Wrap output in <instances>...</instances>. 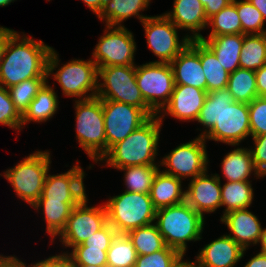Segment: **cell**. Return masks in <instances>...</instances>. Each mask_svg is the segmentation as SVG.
<instances>
[{
	"instance_id": "6da1fadb",
	"label": "cell",
	"mask_w": 266,
	"mask_h": 267,
	"mask_svg": "<svg viewBox=\"0 0 266 267\" xmlns=\"http://www.w3.org/2000/svg\"><path fill=\"white\" fill-rule=\"evenodd\" d=\"M196 122L203 126L196 129L198 136L207 143L240 146L251 137L248 103L234 101L227 88L207 92Z\"/></svg>"
},
{
	"instance_id": "7a4b0ae2",
	"label": "cell",
	"mask_w": 266,
	"mask_h": 267,
	"mask_svg": "<svg viewBox=\"0 0 266 267\" xmlns=\"http://www.w3.org/2000/svg\"><path fill=\"white\" fill-rule=\"evenodd\" d=\"M24 33L7 27V42L0 62V84L5 88L32 78H48L47 63L53 47Z\"/></svg>"
},
{
	"instance_id": "3957f363",
	"label": "cell",
	"mask_w": 266,
	"mask_h": 267,
	"mask_svg": "<svg viewBox=\"0 0 266 267\" xmlns=\"http://www.w3.org/2000/svg\"><path fill=\"white\" fill-rule=\"evenodd\" d=\"M164 123L158 115L150 117L124 140L113 145L100 159L101 167L119 169L135 165H159V139ZM156 159L158 161H156Z\"/></svg>"
},
{
	"instance_id": "277c9868",
	"label": "cell",
	"mask_w": 266,
	"mask_h": 267,
	"mask_svg": "<svg viewBox=\"0 0 266 267\" xmlns=\"http://www.w3.org/2000/svg\"><path fill=\"white\" fill-rule=\"evenodd\" d=\"M155 224L168 247L186 255L188 243L203 239L205 218L186 201L156 210Z\"/></svg>"
},
{
	"instance_id": "5b68a950",
	"label": "cell",
	"mask_w": 266,
	"mask_h": 267,
	"mask_svg": "<svg viewBox=\"0 0 266 267\" xmlns=\"http://www.w3.org/2000/svg\"><path fill=\"white\" fill-rule=\"evenodd\" d=\"M60 61L58 52L52 48L48 57L47 77L48 80L51 77V79L57 81L62 90V95L70 98L74 97L75 100H87L96 97L98 67L92 59L74 58L61 65Z\"/></svg>"
},
{
	"instance_id": "8992f818",
	"label": "cell",
	"mask_w": 266,
	"mask_h": 267,
	"mask_svg": "<svg viewBox=\"0 0 266 267\" xmlns=\"http://www.w3.org/2000/svg\"><path fill=\"white\" fill-rule=\"evenodd\" d=\"M51 155L49 150L36 149L0 174L10 183L18 199L30 207L42 195L47 173L51 169Z\"/></svg>"
},
{
	"instance_id": "52a82bcc",
	"label": "cell",
	"mask_w": 266,
	"mask_h": 267,
	"mask_svg": "<svg viewBox=\"0 0 266 267\" xmlns=\"http://www.w3.org/2000/svg\"><path fill=\"white\" fill-rule=\"evenodd\" d=\"M75 109V138L95 164L107 153L102 99L72 100Z\"/></svg>"
},
{
	"instance_id": "ba28073f",
	"label": "cell",
	"mask_w": 266,
	"mask_h": 267,
	"mask_svg": "<svg viewBox=\"0 0 266 267\" xmlns=\"http://www.w3.org/2000/svg\"><path fill=\"white\" fill-rule=\"evenodd\" d=\"M108 223L118 234L155 223L156 209L149 194L124 191L104 203Z\"/></svg>"
},
{
	"instance_id": "9c48e42d",
	"label": "cell",
	"mask_w": 266,
	"mask_h": 267,
	"mask_svg": "<svg viewBox=\"0 0 266 267\" xmlns=\"http://www.w3.org/2000/svg\"><path fill=\"white\" fill-rule=\"evenodd\" d=\"M96 97L141 108L150 117L156 115L147 106L137 85L136 66L99 67Z\"/></svg>"
},
{
	"instance_id": "30bf717a",
	"label": "cell",
	"mask_w": 266,
	"mask_h": 267,
	"mask_svg": "<svg viewBox=\"0 0 266 267\" xmlns=\"http://www.w3.org/2000/svg\"><path fill=\"white\" fill-rule=\"evenodd\" d=\"M206 144L204 138L198 135L189 142L178 144L162 156L159 161L160 170L183 181L202 175L209 170L210 165Z\"/></svg>"
},
{
	"instance_id": "8fae6325",
	"label": "cell",
	"mask_w": 266,
	"mask_h": 267,
	"mask_svg": "<svg viewBox=\"0 0 266 267\" xmlns=\"http://www.w3.org/2000/svg\"><path fill=\"white\" fill-rule=\"evenodd\" d=\"M91 53L97 67L136 66L137 43L125 26H106Z\"/></svg>"
},
{
	"instance_id": "7c38bea8",
	"label": "cell",
	"mask_w": 266,
	"mask_h": 267,
	"mask_svg": "<svg viewBox=\"0 0 266 267\" xmlns=\"http://www.w3.org/2000/svg\"><path fill=\"white\" fill-rule=\"evenodd\" d=\"M141 24L147 47L158 59L149 62L170 63L191 41L185 33L180 38V29L163 13L150 15Z\"/></svg>"
},
{
	"instance_id": "4fadbf2b",
	"label": "cell",
	"mask_w": 266,
	"mask_h": 267,
	"mask_svg": "<svg viewBox=\"0 0 266 267\" xmlns=\"http://www.w3.org/2000/svg\"><path fill=\"white\" fill-rule=\"evenodd\" d=\"M136 82L147 106L158 115L170 101L175 86L170 63L136 64Z\"/></svg>"
},
{
	"instance_id": "5bb4252c",
	"label": "cell",
	"mask_w": 266,
	"mask_h": 267,
	"mask_svg": "<svg viewBox=\"0 0 266 267\" xmlns=\"http://www.w3.org/2000/svg\"><path fill=\"white\" fill-rule=\"evenodd\" d=\"M88 203L89 199L86 196L72 209L65 228L55 238H58L64 247L61 250L62 253H68L73 247L83 243L108 223L104 202L94 206H88ZM64 249L66 250L63 252Z\"/></svg>"
},
{
	"instance_id": "9a60e30c",
	"label": "cell",
	"mask_w": 266,
	"mask_h": 267,
	"mask_svg": "<svg viewBox=\"0 0 266 267\" xmlns=\"http://www.w3.org/2000/svg\"><path fill=\"white\" fill-rule=\"evenodd\" d=\"M102 110L107 152L150 118L141 108L112 100H102Z\"/></svg>"
},
{
	"instance_id": "2e32d148",
	"label": "cell",
	"mask_w": 266,
	"mask_h": 267,
	"mask_svg": "<svg viewBox=\"0 0 266 267\" xmlns=\"http://www.w3.org/2000/svg\"><path fill=\"white\" fill-rule=\"evenodd\" d=\"M72 165L65 173H47L42 195L38 200L82 201L86 196L84 179L86 173L80 161Z\"/></svg>"
},
{
	"instance_id": "e0dca14e",
	"label": "cell",
	"mask_w": 266,
	"mask_h": 267,
	"mask_svg": "<svg viewBox=\"0 0 266 267\" xmlns=\"http://www.w3.org/2000/svg\"><path fill=\"white\" fill-rule=\"evenodd\" d=\"M208 172L189 180L185 188V201L204 218L221 208V175Z\"/></svg>"
},
{
	"instance_id": "ac0fdd59",
	"label": "cell",
	"mask_w": 266,
	"mask_h": 267,
	"mask_svg": "<svg viewBox=\"0 0 266 267\" xmlns=\"http://www.w3.org/2000/svg\"><path fill=\"white\" fill-rule=\"evenodd\" d=\"M207 91L188 85H175L170 101L158 114L163 123L166 116L180 122H194L204 105Z\"/></svg>"
},
{
	"instance_id": "d6986e66",
	"label": "cell",
	"mask_w": 266,
	"mask_h": 267,
	"mask_svg": "<svg viewBox=\"0 0 266 267\" xmlns=\"http://www.w3.org/2000/svg\"><path fill=\"white\" fill-rule=\"evenodd\" d=\"M170 65L175 85H188L206 91V77L200 61V40H191Z\"/></svg>"
},
{
	"instance_id": "ffe728a7",
	"label": "cell",
	"mask_w": 266,
	"mask_h": 267,
	"mask_svg": "<svg viewBox=\"0 0 266 267\" xmlns=\"http://www.w3.org/2000/svg\"><path fill=\"white\" fill-rule=\"evenodd\" d=\"M220 222L224 224L229 234L244 250L252 245H258L264 227L259 218L249 208L230 211L221 215Z\"/></svg>"
},
{
	"instance_id": "44dd1931",
	"label": "cell",
	"mask_w": 266,
	"mask_h": 267,
	"mask_svg": "<svg viewBox=\"0 0 266 267\" xmlns=\"http://www.w3.org/2000/svg\"><path fill=\"white\" fill-rule=\"evenodd\" d=\"M173 8L163 13L190 40H200L201 31L207 29L208 18L200 0H173Z\"/></svg>"
},
{
	"instance_id": "7402d4cb",
	"label": "cell",
	"mask_w": 266,
	"mask_h": 267,
	"mask_svg": "<svg viewBox=\"0 0 266 267\" xmlns=\"http://www.w3.org/2000/svg\"><path fill=\"white\" fill-rule=\"evenodd\" d=\"M246 252L247 249L223 234L199 249L195 259L199 267H236Z\"/></svg>"
},
{
	"instance_id": "603a6c76",
	"label": "cell",
	"mask_w": 266,
	"mask_h": 267,
	"mask_svg": "<svg viewBox=\"0 0 266 267\" xmlns=\"http://www.w3.org/2000/svg\"><path fill=\"white\" fill-rule=\"evenodd\" d=\"M231 147L235 148L226 153L220 163L223 181H252L250 180L252 176L255 179L263 178L254 165L249 147L242 145Z\"/></svg>"
},
{
	"instance_id": "cb8c5ba5",
	"label": "cell",
	"mask_w": 266,
	"mask_h": 267,
	"mask_svg": "<svg viewBox=\"0 0 266 267\" xmlns=\"http://www.w3.org/2000/svg\"><path fill=\"white\" fill-rule=\"evenodd\" d=\"M152 0H105L104 6L98 20L106 26H125L123 23L129 18H136L141 23L150 17L143 15L147 11Z\"/></svg>"
},
{
	"instance_id": "d4e9b609",
	"label": "cell",
	"mask_w": 266,
	"mask_h": 267,
	"mask_svg": "<svg viewBox=\"0 0 266 267\" xmlns=\"http://www.w3.org/2000/svg\"><path fill=\"white\" fill-rule=\"evenodd\" d=\"M182 183L183 180L159 170L149 193L154 208L158 210L183 203L186 187Z\"/></svg>"
},
{
	"instance_id": "484cf974",
	"label": "cell",
	"mask_w": 266,
	"mask_h": 267,
	"mask_svg": "<svg viewBox=\"0 0 266 267\" xmlns=\"http://www.w3.org/2000/svg\"><path fill=\"white\" fill-rule=\"evenodd\" d=\"M81 201H49L37 200L31 208H34L37 213H43L45 222V233L49 235L50 242L55 243V238L65 228L67 219L70 216L72 209L77 206Z\"/></svg>"
},
{
	"instance_id": "4316f807",
	"label": "cell",
	"mask_w": 266,
	"mask_h": 267,
	"mask_svg": "<svg viewBox=\"0 0 266 267\" xmlns=\"http://www.w3.org/2000/svg\"><path fill=\"white\" fill-rule=\"evenodd\" d=\"M200 40L213 51L217 60L228 73H232L240 68V54L244 34H230L207 38L203 35Z\"/></svg>"
},
{
	"instance_id": "83f0119b",
	"label": "cell",
	"mask_w": 266,
	"mask_h": 267,
	"mask_svg": "<svg viewBox=\"0 0 266 267\" xmlns=\"http://www.w3.org/2000/svg\"><path fill=\"white\" fill-rule=\"evenodd\" d=\"M55 84H49L48 80L37 93L28 109L22 115V130L30 122L37 124L49 122L58 113L60 101L57 91H55Z\"/></svg>"
},
{
	"instance_id": "f1b7e54d",
	"label": "cell",
	"mask_w": 266,
	"mask_h": 267,
	"mask_svg": "<svg viewBox=\"0 0 266 267\" xmlns=\"http://www.w3.org/2000/svg\"><path fill=\"white\" fill-rule=\"evenodd\" d=\"M254 190L252 181L221 183V208L224 207L222 215L233 210L250 208L255 199Z\"/></svg>"
},
{
	"instance_id": "f546056e",
	"label": "cell",
	"mask_w": 266,
	"mask_h": 267,
	"mask_svg": "<svg viewBox=\"0 0 266 267\" xmlns=\"http://www.w3.org/2000/svg\"><path fill=\"white\" fill-rule=\"evenodd\" d=\"M200 61L206 77V91L227 88L229 73L217 60L213 51L200 40Z\"/></svg>"
},
{
	"instance_id": "4dcf8cb0",
	"label": "cell",
	"mask_w": 266,
	"mask_h": 267,
	"mask_svg": "<svg viewBox=\"0 0 266 267\" xmlns=\"http://www.w3.org/2000/svg\"><path fill=\"white\" fill-rule=\"evenodd\" d=\"M266 64V33L244 34L240 68L256 71Z\"/></svg>"
},
{
	"instance_id": "1f68e13d",
	"label": "cell",
	"mask_w": 266,
	"mask_h": 267,
	"mask_svg": "<svg viewBox=\"0 0 266 267\" xmlns=\"http://www.w3.org/2000/svg\"><path fill=\"white\" fill-rule=\"evenodd\" d=\"M159 165H135L117 169L123 172L124 191L149 194Z\"/></svg>"
},
{
	"instance_id": "d6a6232c",
	"label": "cell",
	"mask_w": 266,
	"mask_h": 267,
	"mask_svg": "<svg viewBox=\"0 0 266 267\" xmlns=\"http://www.w3.org/2000/svg\"><path fill=\"white\" fill-rule=\"evenodd\" d=\"M227 89L234 101L251 103L258 96L255 71L238 68L229 73Z\"/></svg>"
},
{
	"instance_id": "836d02e7",
	"label": "cell",
	"mask_w": 266,
	"mask_h": 267,
	"mask_svg": "<svg viewBox=\"0 0 266 267\" xmlns=\"http://www.w3.org/2000/svg\"><path fill=\"white\" fill-rule=\"evenodd\" d=\"M137 255H147L164 249L167 245L155 223L135 228L126 233Z\"/></svg>"
},
{
	"instance_id": "e575fe53",
	"label": "cell",
	"mask_w": 266,
	"mask_h": 267,
	"mask_svg": "<svg viewBox=\"0 0 266 267\" xmlns=\"http://www.w3.org/2000/svg\"><path fill=\"white\" fill-rule=\"evenodd\" d=\"M208 29L210 31L207 37L242 34L241 21L236 6L231 2L227 7L211 16L208 20Z\"/></svg>"
},
{
	"instance_id": "d590c367",
	"label": "cell",
	"mask_w": 266,
	"mask_h": 267,
	"mask_svg": "<svg viewBox=\"0 0 266 267\" xmlns=\"http://www.w3.org/2000/svg\"><path fill=\"white\" fill-rule=\"evenodd\" d=\"M137 253L126 234H117L107 251V267H134Z\"/></svg>"
},
{
	"instance_id": "8d00e7d4",
	"label": "cell",
	"mask_w": 266,
	"mask_h": 267,
	"mask_svg": "<svg viewBox=\"0 0 266 267\" xmlns=\"http://www.w3.org/2000/svg\"><path fill=\"white\" fill-rule=\"evenodd\" d=\"M47 82L48 78H32L7 88L15 108L21 115Z\"/></svg>"
},
{
	"instance_id": "74e56055",
	"label": "cell",
	"mask_w": 266,
	"mask_h": 267,
	"mask_svg": "<svg viewBox=\"0 0 266 267\" xmlns=\"http://www.w3.org/2000/svg\"><path fill=\"white\" fill-rule=\"evenodd\" d=\"M236 6L241 26L242 34H262L266 33L265 21L262 13L248 0H232Z\"/></svg>"
},
{
	"instance_id": "f35d334b",
	"label": "cell",
	"mask_w": 266,
	"mask_h": 267,
	"mask_svg": "<svg viewBox=\"0 0 266 267\" xmlns=\"http://www.w3.org/2000/svg\"><path fill=\"white\" fill-rule=\"evenodd\" d=\"M0 124L17 131H22V115L15 108L7 88L0 84Z\"/></svg>"
},
{
	"instance_id": "ab89813d",
	"label": "cell",
	"mask_w": 266,
	"mask_h": 267,
	"mask_svg": "<svg viewBox=\"0 0 266 267\" xmlns=\"http://www.w3.org/2000/svg\"><path fill=\"white\" fill-rule=\"evenodd\" d=\"M182 256L177 250L166 246L147 255H137L134 267H172Z\"/></svg>"
},
{
	"instance_id": "60d3db41",
	"label": "cell",
	"mask_w": 266,
	"mask_h": 267,
	"mask_svg": "<svg viewBox=\"0 0 266 267\" xmlns=\"http://www.w3.org/2000/svg\"><path fill=\"white\" fill-rule=\"evenodd\" d=\"M67 254L71 257L72 264L107 267V252L103 248L75 246Z\"/></svg>"
},
{
	"instance_id": "b9f144b4",
	"label": "cell",
	"mask_w": 266,
	"mask_h": 267,
	"mask_svg": "<svg viewBox=\"0 0 266 267\" xmlns=\"http://www.w3.org/2000/svg\"><path fill=\"white\" fill-rule=\"evenodd\" d=\"M251 137L266 134V97L248 103Z\"/></svg>"
},
{
	"instance_id": "7bdbcfd3",
	"label": "cell",
	"mask_w": 266,
	"mask_h": 267,
	"mask_svg": "<svg viewBox=\"0 0 266 267\" xmlns=\"http://www.w3.org/2000/svg\"><path fill=\"white\" fill-rule=\"evenodd\" d=\"M117 234V231L109 223H107L102 229L98 230L92 234L91 237H88L83 243L76 246L103 248V250L107 252Z\"/></svg>"
},
{
	"instance_id": "ee69618b",
	"label": "cell",
	"mask_w": 266,
	"mask_h": 267,
	"mask_svg": "<svg viewBox=\"0 0 266 267\" xmlns=\"http://www.w3.org/2000/svg\"><path fill=\"white\" fill-rule=\"evenodd\" d=\"M253 146H248L257 171L264 178L266 176V134L250 137Z\"/></svg>"
},
{
	"instance_id": "f6af8a7d",
	"label": "cell",
	"mask_w": 266,
	"mask_h": 267,
	"mask_svg": "<svg viewBox=\"0 0 266 267\" xmlns=\"http://www.w3.org/2000/svg\"><path fill=\"white\" fill-rule=\"evenodd\" d=\"M34 262L26 263L27 267H72L71 257L67 253L62 252Z\"/></svg>"
},
{
	"instance_id": "bcb514c9",
	"label": "cell",
	"mask_w": 266,
	"mask_h": 267,
	"mask_svg": "<svg viewBox=\"0 0 266 267\" xmlns=\"http://www.w3.org/2000/svg\"><path fill=\"white\" fill-rule=\"evenodd\" d=\"M204 6L205 13L209 19L214 14L218 13L223 8L227 7L232 0H200Z\"/></svg>"
},
{
	"instance_id": "7dc6e473",
	"label": "cell",
	"mask_w": 266,
	"mask_h": 267,
	"mask_svg": "<svg viewBox=\"0 0 266 267\" xmlns=\"http://www.w3.org/2000/svg\"><path fill=\"white\" fill-rule=\"evenodd\" d=\"M258 96L266 97V64L255 71Z\"/></svg>"
},
{
	"instance_id": "c3c4849f",
	"label": "cell",
	"mask_w": 266,
	"mask_h": 267,
	"mask_svg": "<svg viewBox=\"0 0 266 267\" xmlns=\"http://www.w3.org/2000/svg\"><path fill=\"white\" fill-rule=\"evenodd\" d=\"M26 260H22L16 255H5L0 260V267H27Z\"/></svg>"
},
{
	"instance_id": "681fc988",
	"label": "cell",
	"mask_w": 266,
	"mask_h": 267,
	"mask_svg": "<svg viewBox=\"0 0 266 267\" xmlns=\"http://www.w3.org/2000/svg\"><path fill=\"white\" fill-rule=\"evenodd\" d=\"M243 267H266V255L260 252L254 254Z\"/></svg>"
},
{
	"instance_id": "f907efd6",
	"label": "cell",
	"mask_w": 266,
	"mask_h": 267,
	"mask_svg": "<svg viewBox=\"0 0 266 267\" xmlns=\"http://www.w3.org/2000/svg\"><path fill=\"white\" fill-rule=\"evenodd\" d=\"M96 16L100 14L103 9L105 0H81Z\"/></svg>"
},
{
	"instance_id": "816d5d0a",
	"label": "cell",
	"mask_w": 266,
	"mask_h": 267,
	"mask_svg": "<svg viewBox=\"0 0 266 267\" xmlns=\"http://www.w3.org/2000/svg\"><path fill=\"white\" fill-rule=\"evenodd\" d=\"M184 257L186 255H182L172 267H199L196 259L191 261L190 259L185 260Z\"/></svg>"
},
{
	"instance_id": "f5cc1de1",
	"label": "cell",
	"mask_w": 266,
	"mask_h": 267,
	"mask_svg": "<svg viewBox=\"0 0 266 267\" xmlns=\"http://www.w3.org/2000/svg\"><path fill=\"white\" fill-rule=\"evenodd\" d=\"M7 42V27H0V62L3 58L4 50Z\"/></svg>"
},
{
	"instance_id": "db71d44e",
	"label": "cell",
	"mask_w": 266,
	"mask_h": 267,
	"mask_svg": "<svg viewBox=\"0 0 266 267\" xmlns=\"http://www.w3.org/2000/svg\"><path fill=\"white\" fill-rule=\"evenodd\" d=\"M248 1L262 13L263 19L266 22V0H248Z\"/></svg>"
},
{
	"instance_id": "11a10c76",
	"label": "cell",
	"mask_w": 266,
	"mask_h": 267,
	"mask_svg": "<svg viewBox=\"0 0 266 267\" xmlns=\"http://www.w3.org/2000/svg\"><path fill=\"white\" fill-rule=\"evenodd\" d=\"M258 245H260L259 252L266 255V227L263 229Z\"/></svg>"
},
{
	"instance_id": "9f6ffc18",
	"label": "cell",
	"mask_w": 266,
	"mask_h": 267,
	"mask_svg": "<svg viewBox=\"0 0 266 267\" xmlns=\"http://www.w3.org/2000/svg\"><path fill=\"white\" fill-rule=\"evenodd\" d=\"M17 0H0V7H6L8 5H11V3H14Z\"/></svg>"
},
{
	"instance_id": "6f0895ef",
	"label": "cell",
	"mask_w": 266,
	"mask_h": 267,
	"mask_svg": "<svg viewBox=\"0 0 266 267\" xmlns=\"http://www.w3.org/2000/svg\"><path fill=\"white\" fill-rule=\"evenodd\" d=\"M72 267H100V266L85 265V264H72Z\"/></svg>"
},
{
	"instance_id": "680465c9",
	"label": "cell",
	"mask_w": 266,
	"mask_h": 267,
	"mask_svg": "<svg viewBox=\"0 0 266 267\" xmlns=\"http://www.w3.org/2000/svg\"><path fill=\"white\" fill-rule=\"evenodd\" d=\"M5 255L0 253V260L4 257Z\"/></svg>"
}]
</instances>
